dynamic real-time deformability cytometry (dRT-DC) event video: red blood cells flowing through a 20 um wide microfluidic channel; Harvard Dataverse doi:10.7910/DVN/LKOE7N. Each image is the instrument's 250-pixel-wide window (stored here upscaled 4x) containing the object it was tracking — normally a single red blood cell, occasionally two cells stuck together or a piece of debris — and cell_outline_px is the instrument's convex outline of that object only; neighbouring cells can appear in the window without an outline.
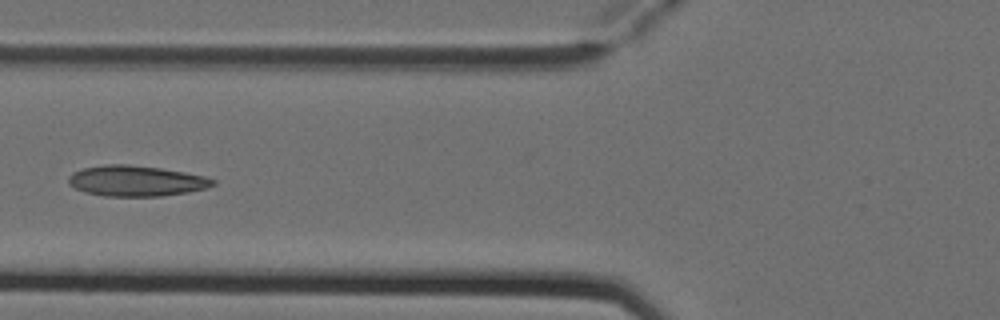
{"species": "Egyptian fruit bat (a non-hibernating species)", "species_latin": "Rousettus aegyptiacus", "temperature_condition": "cold", "stored_images_in_passage": 5, "camera_frame_rate_fps": 3000, "um_per_image_px": 0.085, "animal": {"sex": "female"}, "frame": {"image": 1, "passage_image": 5, "time_ms": 1.333, "image_size_px": [1000, 320], "cell_outline_px": [[216, 184], [208, 188], [188, 192], [160, 196], [104, 196], [84, 192], [68, 184], [68, 176], [72, 172], [84, 168], [104, 164], [128, 164], [160, 168], [184, 172], [204, 176], [216, 180]], "centroid_in_image_um": [11.57, 15.37], "position_along_channel_um": 114.2, "area_um2": 25.89}}